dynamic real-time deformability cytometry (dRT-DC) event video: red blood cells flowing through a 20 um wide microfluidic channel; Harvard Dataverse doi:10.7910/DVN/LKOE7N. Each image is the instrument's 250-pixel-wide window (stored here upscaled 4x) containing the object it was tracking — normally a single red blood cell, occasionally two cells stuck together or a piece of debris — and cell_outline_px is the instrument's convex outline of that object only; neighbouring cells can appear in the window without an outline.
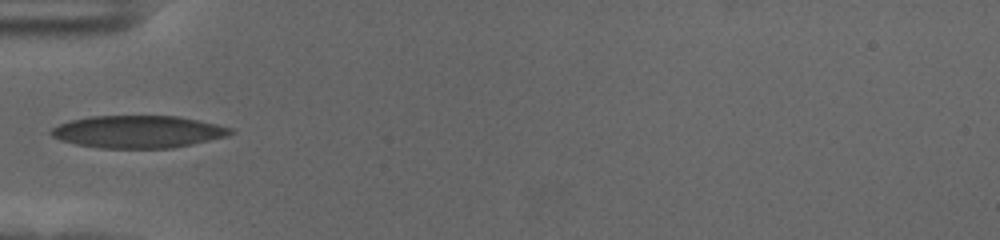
{"species": "human", "species_latin": "Homo sapiens", "temperature_condition": "cold", "stored_images_in_passage": 38, "camera_frame_rate_fps": 3000, "um_per_image_px": 0.085, "donor": {"sex": "female"}, "frame": {"image": 1, "passage_image": 1, "time_ms": 0.0, "image_size_px": [1000, 240], "cell_outline_px": [[236, 132], [228, 136], [192, 144], [172, 148], [100, 148], [76, 144], [60, 140], [52, 136], [48, 132], [52, 128], [60, 124], [72, 120], [92, 116], [176, 116], [216, 124], [232, 128]], "centroid_in_image_um": [11.74, 11.2], "position_along_channel_um": 73.3, "area_um2": 33.76}}
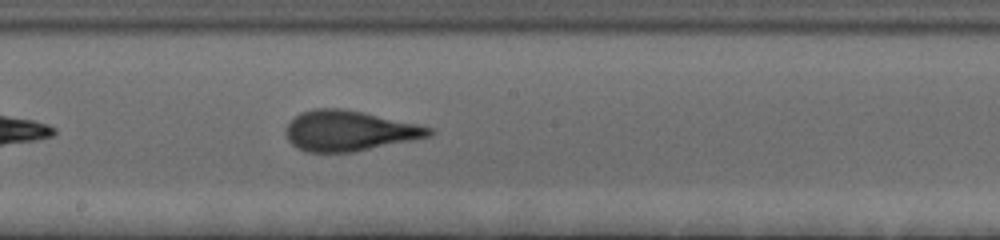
{"frame": {"image": 2, "passage_image": 13, "time_ms": 4.0, "image_size_px": [1000, 240], "cell_outline_px": [[436, 132], [428, 136], [412, 140], [352, 152], [308, 152], [296, 148], [288, 140], [288, 124], [300, 112], [316, 108], [344, 108], [364, 112], [436, 128]], "centroid_in_image_um": [29.72, 11.11], "position_along_channel_um": 218.5, "area_um2": 33.52}}
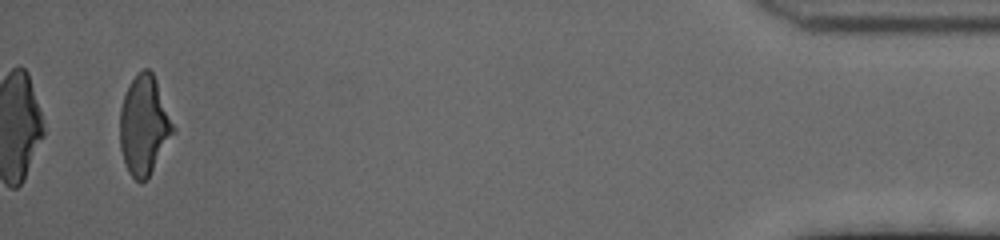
{"frame": {"image": 3, "passage_image": 36, "time_ms": 11.667, "image_size_px": [1000, 240], "cell_outline_px": [[176, 132], [148, 176], [140, 184], [128, 172], [120, 148], [120, 108], [128, 84], [144, 68], [148, 68], [152, 72], [156, 80], [176, 128]], "centroid_in_image_um": [12.26, 10.66], "position_along_channel_um": 422.9, "area_um2": 30.69}, "authors_computed_cell_mechanics": {"area_um2": 32.8304, "velocity_mm_per_s": 3.6284, "shape_relaxation_time_tau1_ms": 3.5859, "shape_relaxation_time_tau2_ms": 1.0214, "deformation_change_tau1": 0.1667, "deformation_change_tau2": 0.0881}}